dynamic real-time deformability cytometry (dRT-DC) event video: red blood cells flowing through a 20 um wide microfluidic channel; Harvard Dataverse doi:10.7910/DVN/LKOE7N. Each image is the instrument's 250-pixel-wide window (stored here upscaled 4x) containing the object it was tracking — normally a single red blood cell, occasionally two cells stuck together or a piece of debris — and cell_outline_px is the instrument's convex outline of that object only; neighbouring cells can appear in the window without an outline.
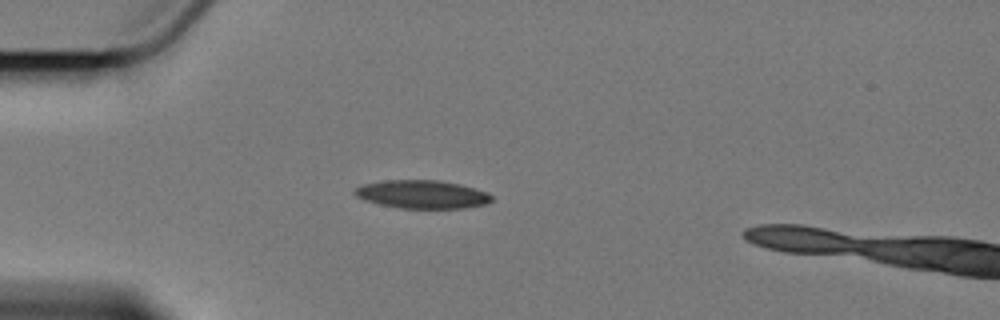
{"species": "Egyptian fruit bat (a non-hibernating species)", "species_latin": "Rousettus aegyptiacus", "temperature_condition": "cold", "stored_images_in_passage": 9, "camera_frame_rate_fps": 3000, "um_per_image_px": 0.085, "animal": {"sex": "female"}, "frame": {"image": 1, "passage_image": 3, "time_ms": 2.667, "image_size_px": [1000, 320], "cell_outline_px": [[492, 200], [484, 204], [464, 208], [400, 208], [380, 204], [364, 200], [356, 196], [352, 192], [360, 184], [384, 180], [440, 180], [460, 184], [476, 188], [488, 192], [492, 196]], "centroid_in_image_um": [35.86, 16.51], "position_along_channel_um": 49.1, "area_um2": 22.66}}
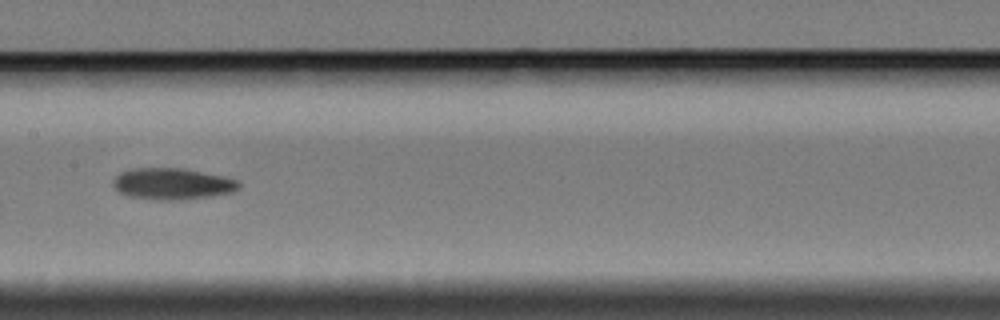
{"frame": {"image": 2, "passage_image": 7, "time_ms": 7.333, "image_size_px": [1000, 320], "cell_outline_px": [[240, 188], [232, 192], [208, 196], [168, 200], [160, 200], [128, 196], [120, 192], [112, 184], [112, 180], [120, 172], [128, 168], [184, 168], [224, 176], [236, 180], [240, 184]], "centroid_in_image_um": [14.61, 15.6], "position_along_channel_um": 192.8, "area_um2": 22.89}}
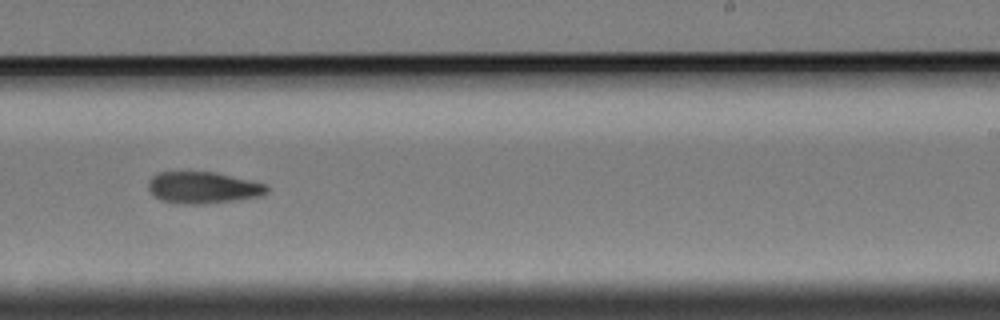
{"frame": {"image": 3, "passage_image": 9, "time_ms": 9.667, "image_size_px": [1000, 320], "cell_outline_px": [[268, 192], [260, 196], [204, 204], [180, 204], [160, 200], [148, 188], [148, 180], [156, 172], [216, 172], [268, 184]], "centroid_in_image_um": [17.25, 15.94], "position_along_channel_um": 271.7, "area_um2": 21.91}}